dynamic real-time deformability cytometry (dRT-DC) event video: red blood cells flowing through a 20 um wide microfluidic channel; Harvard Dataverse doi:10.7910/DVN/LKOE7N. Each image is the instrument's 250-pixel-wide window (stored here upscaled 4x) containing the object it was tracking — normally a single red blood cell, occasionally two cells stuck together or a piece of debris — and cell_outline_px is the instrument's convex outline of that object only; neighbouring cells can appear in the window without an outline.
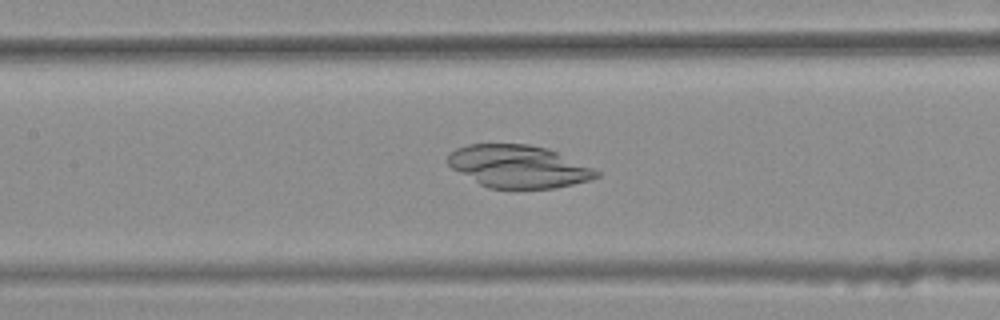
{"species": "common noctule bat (a hibernating species)", "species_latin": "Nyctalus noctula", "temperature_condition": "warm", "stored_images_in_passage": 44, "camera_frame_rate_fps": 3000, "um_per_image_px": 0.085, "animal": {"sex": "female", "body_mass_g": 25.1}, "frame": {"image": 1, "passage_image": 23, "time_ms": 7.333, "image_size_px": [1000, 320], "cell_outline_px": [[600, 176], [592, 180], [556, 188], [488, 188], [480, 184], [452, 168], [444, 160], [448, 152], [456, 148], [468, 144], [528, 144], [548, 148], [592, 168], [600, 172]], "centroid_in_image_um": [44.04, 14.14], "position_along_channel_um": 163.4, "area_um2": 36.93}}
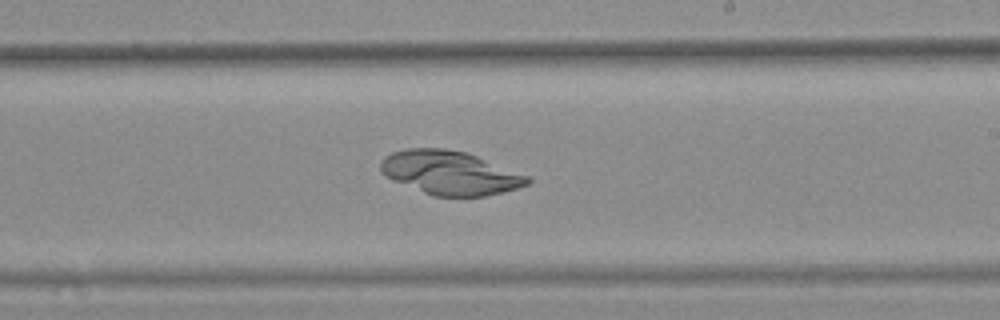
{"frame": {"image": 2, "passage_image": 30, "time_ms": 9.667, "image_size_px": [1000, 320], "cell_outline_px": [[532, 180], [528, 184], [516, 188], [484, 196], [432, 196], [392, 180], [384, 176], [380, 172], [380, 164], [384, 156], [392, 152], [404, 148], [444, 148], [464, 152], [476, 156], [528, 176]], "centroid_in_image_um": [38.18, 14.68], "position_along_channel_um": 250.8, "area_um2": 37.22}}
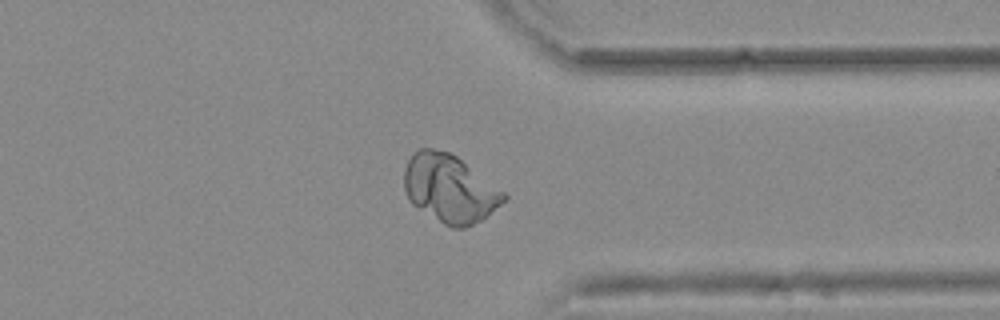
{"frame": {"image": 3, "passage_image": 40, "time_ms": 13.0, "image_size_px": [1000, 320], "cell_outline_px": [[508, 196], [500, 204], [480, 220], [464, 228], [452, 228], [444, 224], [412, 204], [408, 200], [404, 188], [404, 168], [408, 160], [420, 148], [432, 148], [448, 152], [456, 156], [504, 192]], "centroid_in_image_um": [38.18, 16.03], "position_along_channel_um": 373.2, "area_um2": 38.73}}